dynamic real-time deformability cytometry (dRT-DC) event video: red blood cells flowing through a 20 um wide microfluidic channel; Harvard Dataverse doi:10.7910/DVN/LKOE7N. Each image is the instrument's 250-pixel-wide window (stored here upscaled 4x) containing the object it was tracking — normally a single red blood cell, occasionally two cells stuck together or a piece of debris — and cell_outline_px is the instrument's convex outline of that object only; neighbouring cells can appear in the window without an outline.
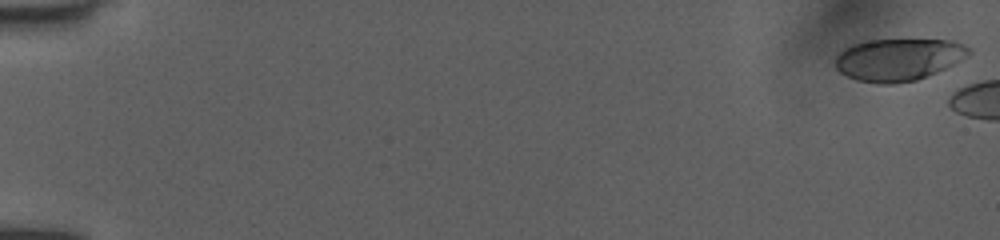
{"species": "human", "species_latin": "Homo sapiens", "temperature_condition": "room temperature", "stored_images_in_passage": 47, "camera_frame_rate_fps": 3000, "um_per_image_px": 0.085, "donor": {"sex": "female"}, "frame": {"image": 1, "passage_image": 1, "time_ms": 0.0, "image_size_px": [1000, 240], "cell_outline_px": [[972, 52], [968, 56], [936, 72], [916, 80], [892, 84], [880, 84], [856, 80], [840, 72], [836, 68], [836, 56], [844, 48], [852, 44], [872, 40], [952, 40], [964, 44]], "centroid_in_image_um": [76.35, 5.06], "position_along_channel_um": 8.6, "area_um2": 32.6}}
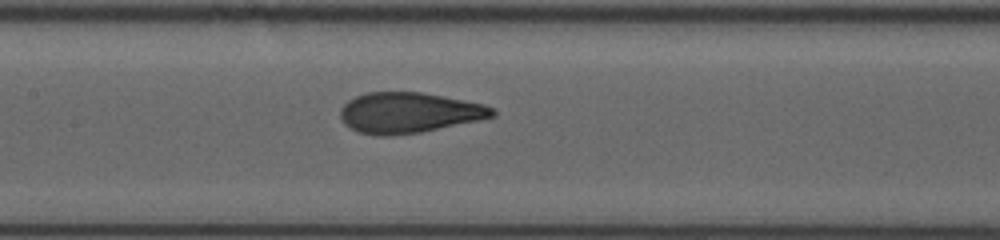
{"frame": {"image": 2, "passage_image": 27, "time_ms": 8.667, "image_size_px": [1000, 240], "cell_outline_px": [[496, 116], [480, 120], [420, 132], [384, 136], [380, 136], [360, 132], [344, 124], [340, 116], [340, 108], [348, 100], [356, 96], [368, 92], [420, 92], [464, 100], [484, 104], [496, 108]], "centroid_in_image_um": [34.78, 9.57], "position_along_channel_um": 172.6, "area_um2": 35.84}}
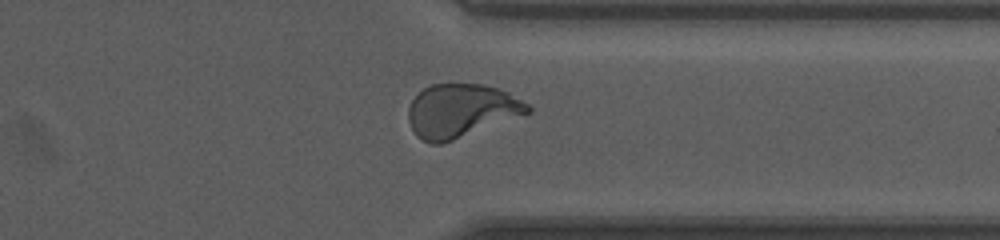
{"frame": {"image": 3, "passage_image": 42, "time_ms": 13.667, "image_size_px": [1000, 240], "cell_outline_px": [[532, 112], [452, 140], [440, 144], [432, 144], [416, 136], [408, 120], [408, 108], [412, 100], [424, 88], [432, 84], [484, 84], [500, 88], [508, 92], [528, 104], [532, 108]], "centroid_in_image_um": [39.2, 9.4], "position_along_channel_um": 372.2, "area_um2": 36.99}}